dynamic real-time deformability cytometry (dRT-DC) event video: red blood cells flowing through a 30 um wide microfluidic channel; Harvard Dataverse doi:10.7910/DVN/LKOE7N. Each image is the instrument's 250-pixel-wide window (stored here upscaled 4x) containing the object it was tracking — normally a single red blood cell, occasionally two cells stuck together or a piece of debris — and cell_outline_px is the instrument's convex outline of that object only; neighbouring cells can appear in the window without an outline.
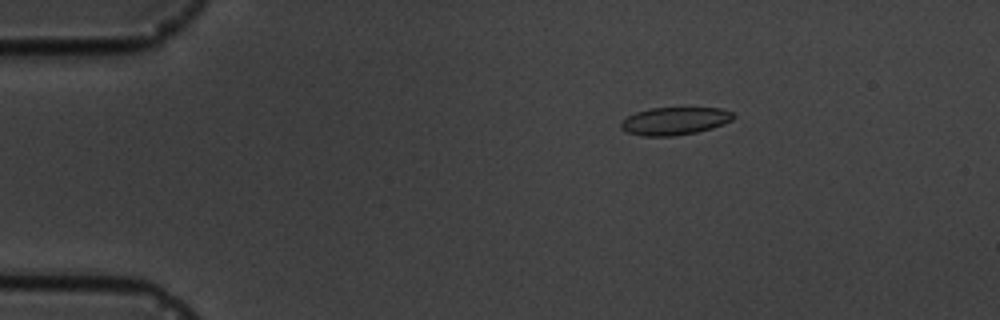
{"species": "common noctule bat (a hibernating species)", "species_latin": "Nyctalus noctula", "temperature_condition": "cold", "stored_images_in_passage": 5, "camera_frame_rate_fps": 3000, "um_per_image_px": 0.085, "animal": {"sex": "male", "body_mass_g": 19.5, "forearm_length_mm": 54.6}, "frame": {"image": 1, "passage_image": 3, "time_ms": 2.333, "image_size_px": [1000, 320], "cell_outline_px": [[736, 116], [732, 120], [724, 124], [712, 128], [696, 132], [672, 136], [644, 136], [628, 132], [620, 128], [620, 124], [628, 116], [636, 112], [652, 108], [720, 108], [732, 112]], "centroid_in_image_um": [57.38, 10.28], "position_along_channel_um": 27.6, "area_um2": 18.03}}